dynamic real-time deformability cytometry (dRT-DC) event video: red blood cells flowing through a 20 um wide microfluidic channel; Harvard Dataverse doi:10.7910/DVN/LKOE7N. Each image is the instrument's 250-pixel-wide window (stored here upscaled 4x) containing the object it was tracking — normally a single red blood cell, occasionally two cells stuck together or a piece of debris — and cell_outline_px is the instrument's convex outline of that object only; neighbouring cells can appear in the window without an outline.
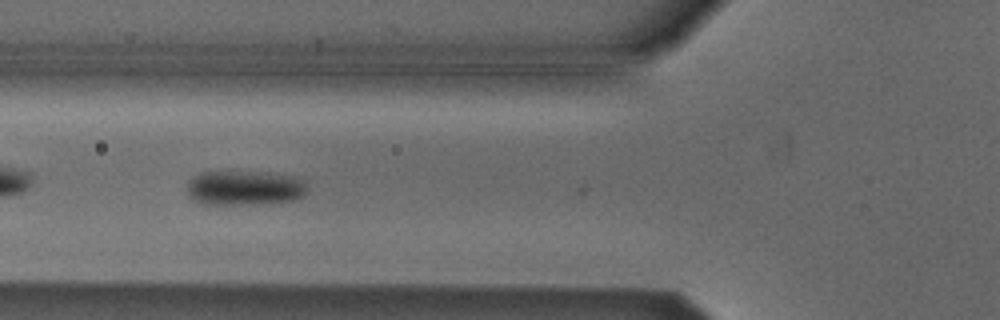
{"species": "Egyptian fruit bat (a non-hibernating species)", "species_latin": "Rousettus aegyptiacus", "temperature_condition": "cold", "stored_images_in_passage": 27, "camera_frame_rate_fps": 3000, "um_per_image_px": 0.085, "animal": {"sex": "male"}, "frame": {"image": 1, "passage_image": 5, "time_ms": 1.333, "image_size_px": [1000, 320], "cell_outline_px": [[304, 196], [296, 200], [272, 204], [204, 204], [192, 200], [188, 196], [188, 180], [192, 176], [200, 172], [268, 172], [292, 176], [304, 180]], "centroid_in_image_um": [20.77, 15.98], "position_along_channel_um": 105.0, "area_um2": 24.62}}
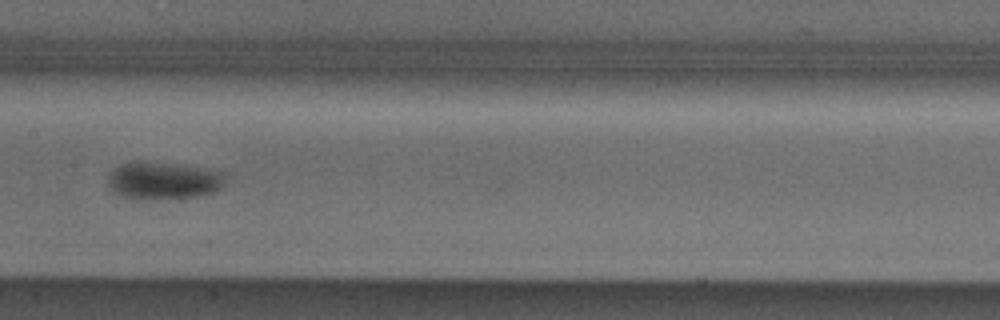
{"frame": {"image": 2, "passage_image": 12, "time_ms": 3.667, "image_size_px": [1000, 320], "cell_outline_px": [[224, 176], [220, 188], [216, 192], [200, 196], [124, 196], [116, 192], [108, 184], [108, 176], [112, 168], [120, 164], [132, 160], [148, 160], [224, 172]], "centroid_in_image_um": [13.85, 15.27], "position_along_channel_um": 193.5, "area_um2": 24.62}}
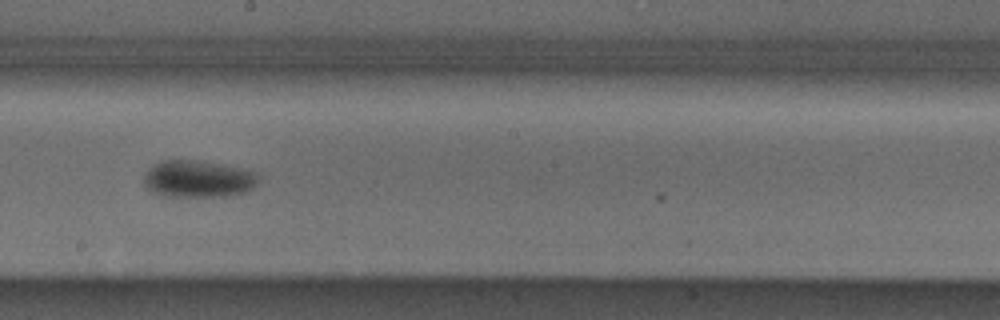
{"frame": {"image": 3, "passage_image": 15, "time_ms": 4.667, "image_size_px": [1000, 320], "cell_outline_px": [[260, 180], [252, 188], [244, 192], [228, 196], [164, 196], [152, 192], [144, 184], [144, 172], [152, 164], [160, 160], [196, 160], [260, 172]], "centroid_in_image_um": [16.83, 15.2], "position_along_channel_um": 231.4, "area_um2": 24.91}}